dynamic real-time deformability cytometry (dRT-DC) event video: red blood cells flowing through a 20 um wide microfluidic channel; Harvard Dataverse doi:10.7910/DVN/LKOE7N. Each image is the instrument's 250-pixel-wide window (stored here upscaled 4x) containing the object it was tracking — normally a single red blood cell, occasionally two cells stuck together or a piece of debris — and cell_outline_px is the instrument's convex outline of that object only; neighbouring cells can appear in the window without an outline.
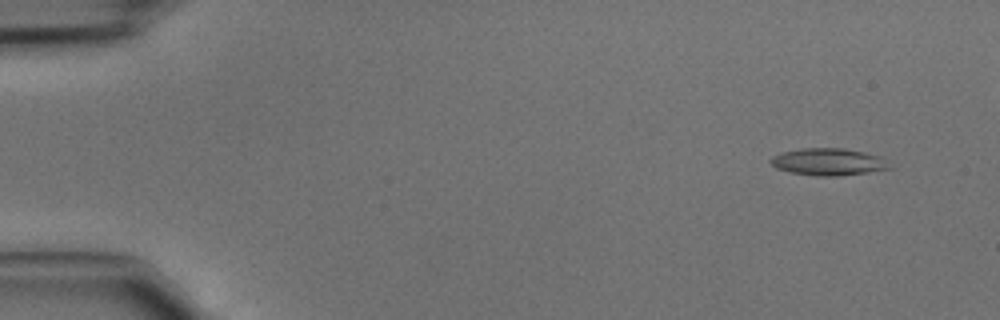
{"species": "common noctule bat (a hibernating species)", "species_latin": "Nyctalus noctula", "temperature_condition": "cold", "stored_images_in_passage": 43, "camera_frame_rate_fps": 3000, "um_per_image_px": 0.085, "animal": {"sex": "male", "body_mass_g": 15.6}, "frame": {"image": 1, "passage_image": 4, "time_ms": 1.0, "image_size_px": [1000, 320], "cell_outline_px": [[892, 168], [868, 172], [836, 176], [816, 176], [792, 172], [776, 168], [768, 160], [772, 156], [780, 152], [800, 148], [844, 148], [864, 152], [880, 156]], "centroid_in_image_um": [70.37, 13.75], "position_along_channel_um": 14.6, "area_um2": 18.73}}
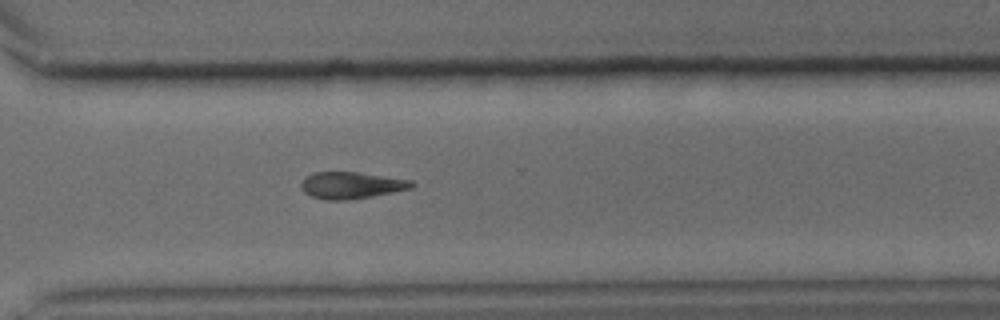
{"frame": {"image": 2, "passage_image": 34, "time_ms": 11.0, "image_size_px": [1000, 320], "cell_outline_px": [[416, 184], [412, 188], [372, 196], [344, 200], [324, 200], [312, 196], [304, 192], [300, 184], [304, 176], [312, 172], [356, 172], [412, 180]], "centroid_in_image_um": [29.83, 15.74], "position_along_channel_um": 340.8, "area_um2": 17.22}}
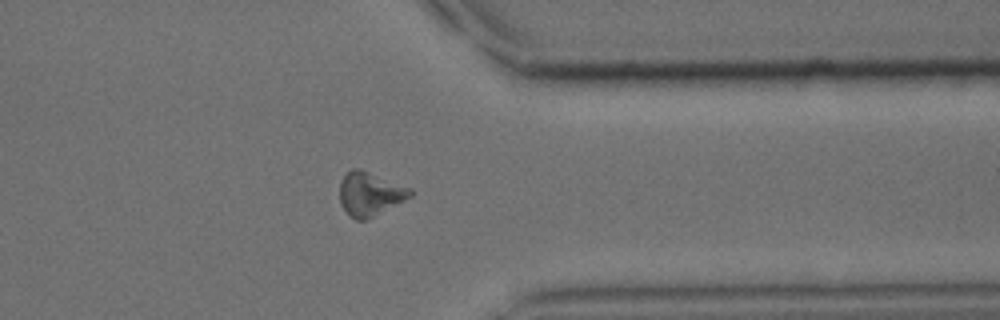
{"frame": {"image": 3, "passage_image": 37, "time_ms": 12.0, "image_size_px": [1000, 320], "cell_outline_px": [[412, 196], [364, 220], [356, 220], [348, 216], [340, 204], [340, 180], [352, 168], [360, 168], [408, 188], [412, 192]], "centroid_in_image_um": [31.37, 16.48], "position_along_channel_um": 380.0, "area_um2": 17.57}}